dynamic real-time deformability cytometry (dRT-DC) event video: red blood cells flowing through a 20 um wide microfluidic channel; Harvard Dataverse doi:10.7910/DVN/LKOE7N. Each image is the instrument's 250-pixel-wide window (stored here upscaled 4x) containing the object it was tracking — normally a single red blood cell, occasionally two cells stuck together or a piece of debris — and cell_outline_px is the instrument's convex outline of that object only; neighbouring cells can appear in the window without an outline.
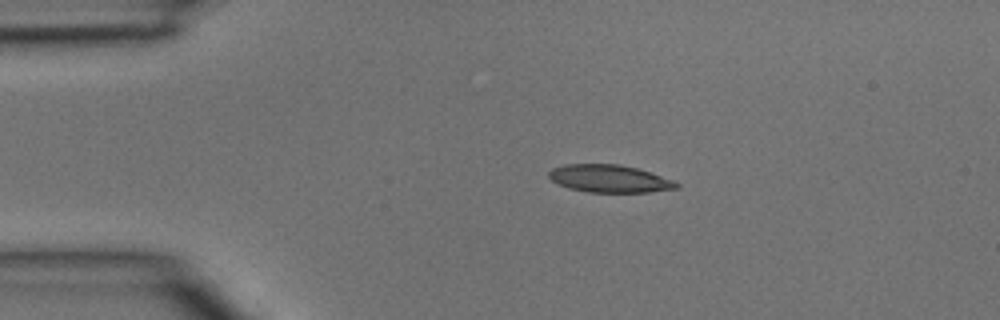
{"species": "common noctule bat (a hibernating species)", "species_latin": "Nyctalus noctula", "temperature_condition": "room temperature", "stored_images_in_passage": 2, "camera_frame_rate_fps": 3000, "um_per_image_px": 0.085, "animal": {"sex": "male", "body_mass_g": 15.6}, "frame": {"image": 1, "passage_image": 1, "time_ms": 0.0, "image_size_px": [1000, 320], "cell_outline_px": [[680, 188], [648, 192], [588, 192], [568, 188], [552, 180], [548, 176], [548, 172], [552, 168], [564, 164], [620, 164], [636, 168], [672, 180], [680, 184]], "centroid_in_image_um": [51.78, 15.18], "position_along_channel_um": 33.2, "area_um2": 20.4}}